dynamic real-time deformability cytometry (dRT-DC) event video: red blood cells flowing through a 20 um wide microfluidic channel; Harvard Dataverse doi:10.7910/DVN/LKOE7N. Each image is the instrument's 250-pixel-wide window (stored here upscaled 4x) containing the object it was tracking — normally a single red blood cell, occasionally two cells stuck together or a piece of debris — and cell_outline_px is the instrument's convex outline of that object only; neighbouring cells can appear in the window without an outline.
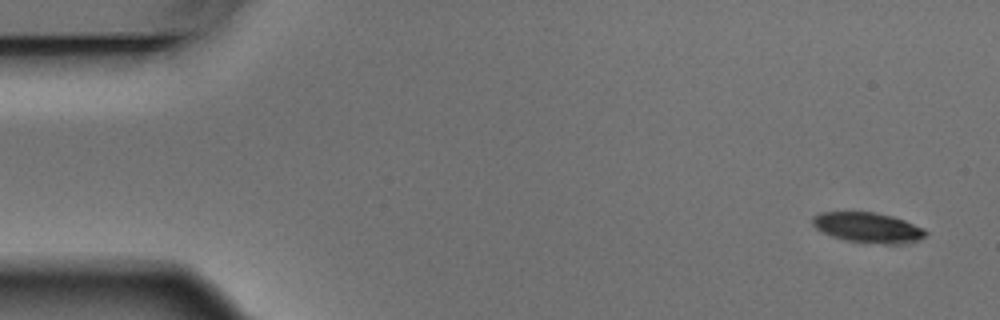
{"species": "Egyptian fruit bat (a non-hibernating species)", "species_latin": "Rousettus aegyptiacus", "temperature_condition": "warm", "stored_images_in_passage": 8, "camera_frame_rate_fps": 3000, "um_per_image_px": 0.085, "animal": {"sex": "male"}, "frame": {"image": 1, "passage_image": 1, "time_ms": 0.0, "image_size_px": [1000, 320], "cell_outline_px": [[928, 236], [916, 240], [900, 244], [880, 244], [844, 240], [832, 236], [816, 228], [812, 224], [812, 216], [820, 212], [876, 212], [892, 216], [904, 220], [924, 228], [928, 232]], "centroid_in_image_um": [73.79, 19.34], "position_along_channel_um": 11.2, "area_um2": 20.0}}
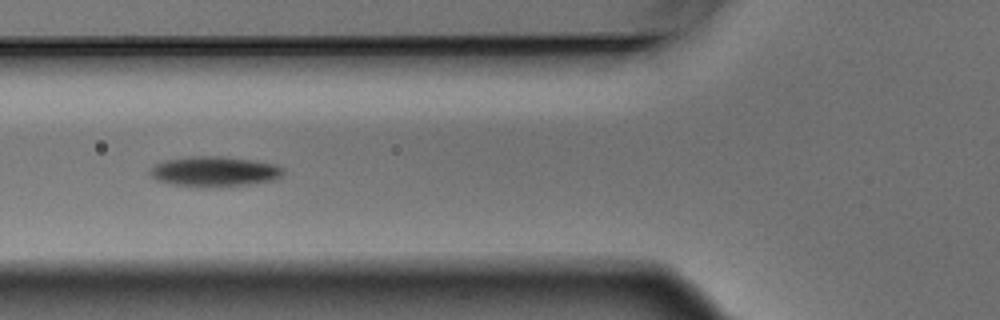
{"frame": {"image": 2, "passage_image": 6, "time_ms": 1.667, "image_size_px": [1000, 320], "cell_outline_px": [[284, 172], [276, 180], [256, 184], [212, 188], [196, 188], [172, 184], [156, 180], [148, 172], [156, 164], [164, 160], [188, 156], [224, 156], [256, 160], [276, 164], [284, 168]], "centroid_in_image_um": [18.27, 14.59], "position_along_channel_um": 107.5, "area_um2": 24.22}}
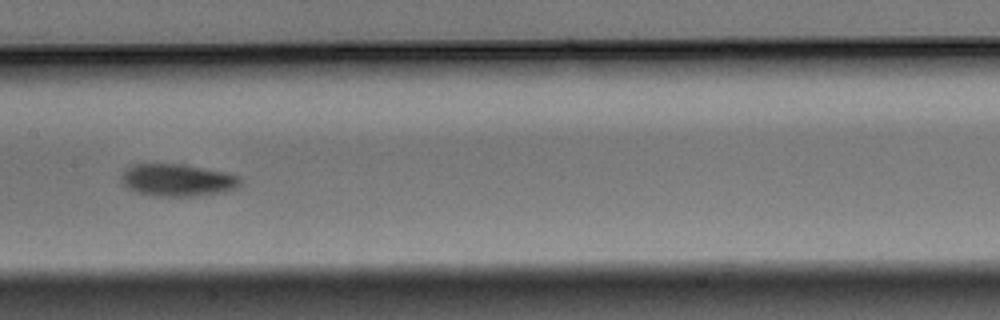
{"frame": {"image": 3, "passage_image": 8, "time_ms": 2.333, "image_size_px": [1000, 320], "cell_outline_px": [[244, 180], [236, 188], [224, 192], [200, 196], [152, 196], [136, 192], [120, 184], [120, 176], [132, 164], [176, 164], [224, 172], [240, 176]], "centroid_in_image_um": [15.07, 15.33], "position_along_channel_um": 192.3, "area_um2": 22.48}}